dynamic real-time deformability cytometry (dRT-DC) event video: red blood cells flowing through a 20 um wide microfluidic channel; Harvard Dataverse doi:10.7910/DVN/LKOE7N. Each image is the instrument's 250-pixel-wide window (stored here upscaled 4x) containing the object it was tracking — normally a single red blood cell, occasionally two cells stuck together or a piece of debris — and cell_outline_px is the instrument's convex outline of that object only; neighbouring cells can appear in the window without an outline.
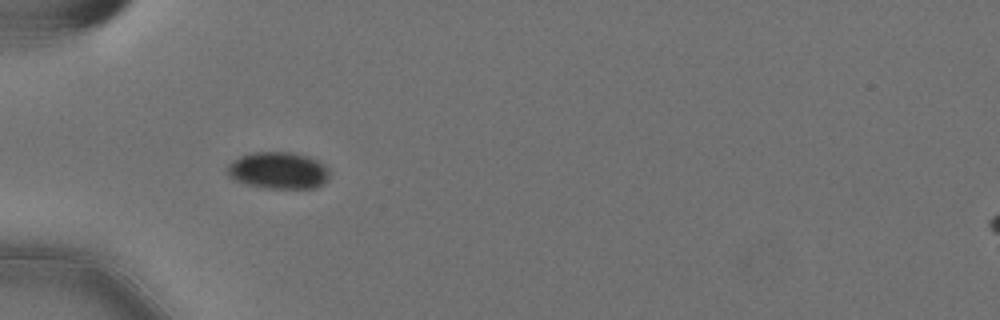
{"species": "Egyptian fruit bat (a non-hibernating species)", "species_latin": "Rousettus aegyptiacus", "temperature_condition": "cold", "stored_images_in_passage": 22, "camera_frame_rate_fps": 3000, "um_per_image_px": 0.085, "animal": {"sex": "female"}, "frame": {"image": 1, "passage_image": 13, "time_ms": 4.0, "image_size_px": [1000, 320], "cell_outline_px": [[328, 180], [316, 188], [264, 188], [244, 184], [228, 176], [228, 164], [232, 160], [240, 156], [252, 152], [296, 152], [308, 156], [324, 164], [328, 168]], "centroid_in_image_um": [23.65, 14.48], "position_along_channel_um": 61.3, "area_um2": 22.14}}